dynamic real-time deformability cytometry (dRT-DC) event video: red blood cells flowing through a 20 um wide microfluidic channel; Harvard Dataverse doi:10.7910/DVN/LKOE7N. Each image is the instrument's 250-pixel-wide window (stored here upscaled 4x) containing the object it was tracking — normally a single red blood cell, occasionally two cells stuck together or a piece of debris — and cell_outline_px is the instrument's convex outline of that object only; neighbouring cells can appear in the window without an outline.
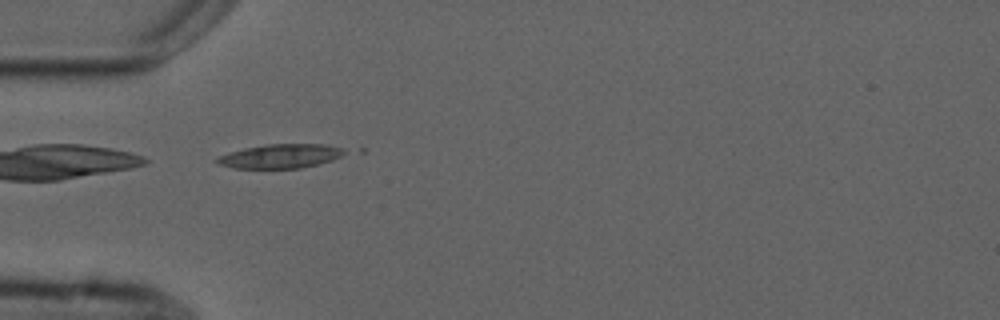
{"species": "common noctule bat (a hibernating species)", "species_latin": "Nyctalus noctula", "temperature_condition": "cold", "stored_images_in_passage": 6, "camera_frame_rate_fps": 3000, "um_per_image_px": 0.085, "animal": {"sex": "male", "forearm_length_mm": 52.5}, "frame": {"image": 1, "passage_image": 5, "time_ms": 4.667, "image_size_px": [1000, 320], "cell_outline_px": [[348, 152], [332, 160], [320, 164], [300, 168], [232, 168], [220, 164], [216, 160], [220, 156], [228, 152], [244, 148], [268, 144], [324, 144], [344, 148]], "centroid_in_image_um": [23.89, 13.27], "position_along_channel_um": 61.1, "area_um2": 17.86}}
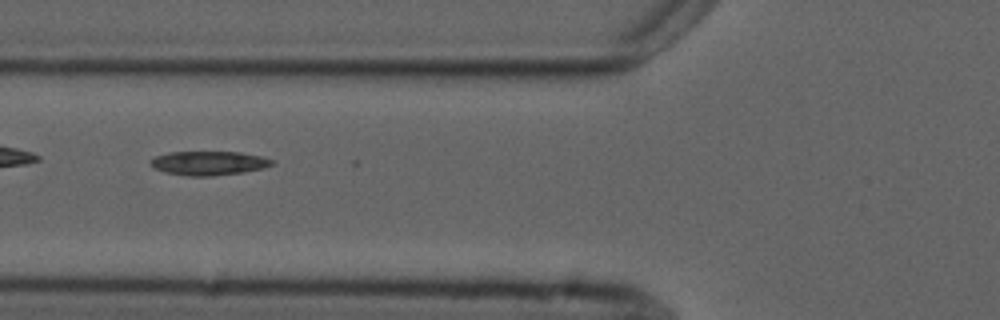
{"frame": {"image": 2, "passage_image": 6, "time_ms": 6.0, "image_size_px": [1000, 320], "cell_outline_px": [[276, 164], [264, 168], [244, 172], [212, 176], [188, 176], [168, 172], [152, 168], [148, 160], [156, 156], [168, 152], [240, 152], [260, 156], [272, 160]], "centroid_in_image_um": [17.73, 13.86], "position_along_channel_um": 108.1, "area_um2": 17.05}}